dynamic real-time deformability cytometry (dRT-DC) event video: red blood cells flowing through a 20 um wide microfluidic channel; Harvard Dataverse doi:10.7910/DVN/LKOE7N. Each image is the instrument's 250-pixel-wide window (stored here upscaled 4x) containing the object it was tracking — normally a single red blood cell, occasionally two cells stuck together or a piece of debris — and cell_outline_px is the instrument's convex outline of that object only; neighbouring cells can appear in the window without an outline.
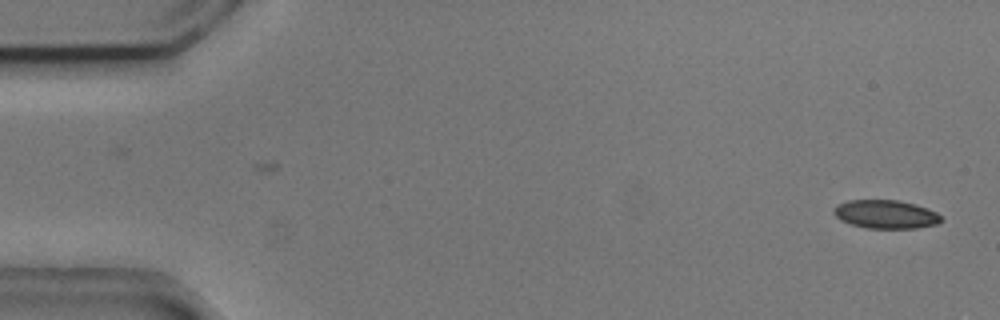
{"species": "common noctule bat (a hibernating species)", "species_latin": "Nyctalus noctula", "temperature_condition": "cold", "stored_images_in_passage": 5, "camera_frame_rate_fps": 3000, "um_per_image_px": 0.085, "animal": {"sex": "male", "body_mass_g": 20.5, "forearm_length_mm": 52.5}, "frame": {"image": 1, "passage_image": 1, "time_ms": 0.0, "image_size_px": [1000, 320], "cell_outline_px": [[944, 220], [936, 224], [916, 228], [864, 228], [840, 220], [832, 212], [832, 208], [836, 204], [848, 200], [896, 200], [916, 204], [928, 208], [936, 212]], "centroid_in_image_um": [75.26, 18.21], "position_along_channel_um": 9.7, "area_um2": 17.98}}
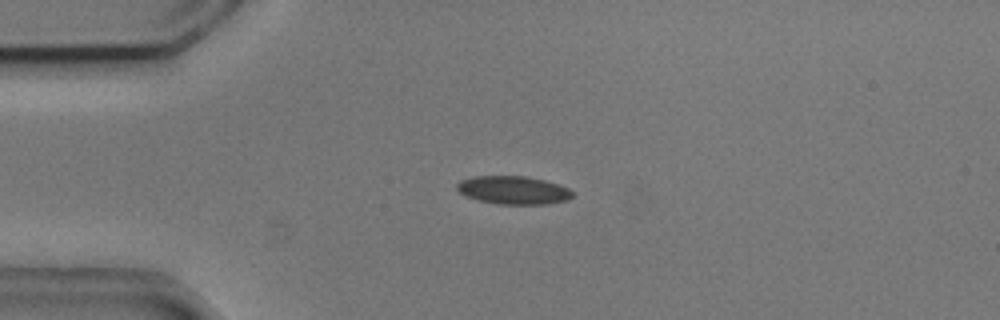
{"frame": {"image": 2, "passage_image": 4, "time_ms": 1.0, "image_size_px": [1000, 320], "cell_outline_px": [[572, 196], [568, 200], [548, 204], [500, 204], [480, 200], [468, 196], [460, 192], [456, 188], [456, 184], [460, 180], [476, 176], [524, 176], [544, 180], [560, 184], [568, 188], [572, 192]], "centroid_in_image_um": [43.66, 16.16], "position_along_channel_um": 41.3, "area_um2": 18.84}}